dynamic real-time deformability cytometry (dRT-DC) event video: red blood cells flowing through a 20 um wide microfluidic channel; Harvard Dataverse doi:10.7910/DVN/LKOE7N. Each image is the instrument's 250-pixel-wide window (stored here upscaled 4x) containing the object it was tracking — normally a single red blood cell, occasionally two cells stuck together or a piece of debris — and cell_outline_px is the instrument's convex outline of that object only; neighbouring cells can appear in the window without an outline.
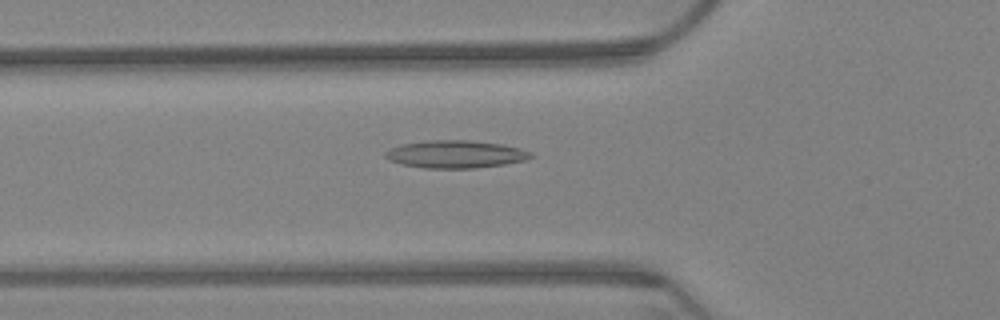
{"species": "Egyptian fruit bat (a non-hibernating species)", "species_latin": "Rousettus aegyptiacus", "temperature_condition": "warm", "stored_images_in_passage": 54, "camera_frame_rate_fps": 3000, "um_per_image_px": 0.085, "animal": {"sex": "female"}, "frame": {"image": 1, "passage_image": 13, "time_ms": 4.0, "image_size_px": [1000, 320], "cell_outline_px": [[536, 156], [524, 160], [504, 164], [472, 168], [424, 168], [404, 164], [392, 160], [384, 156], [384, 152], [400, 144], [428, 140], [468, 140], [500, 144], [520, 148], [532, 152]], "centroid_in_image_um": [38.75, 13.1], "position_along_channel_um": 87.1, "area_um2": 23.24}}
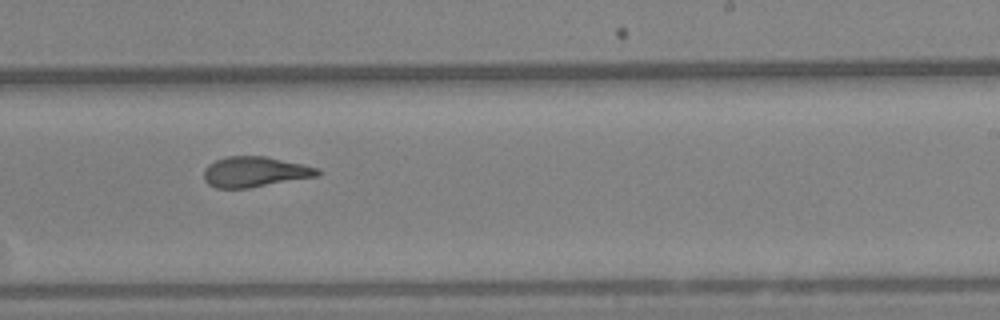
{"frame": {"image": 2, "passage_image": 30, "time_ms": 9.667, "image_size_px": [1000, 320], "cell_outline_px": [[324, 172], [320, 176], [248, 188], [216, 188], [208, 184], [204, 180], [204, 168], [208, 164], [216, 160], [228, 156], [268, 156], [320, 168]], "centroid_in_image_um": [21.71, 14.6], "position_along_channel_um": 267.3, "area_um2": 20.46}}
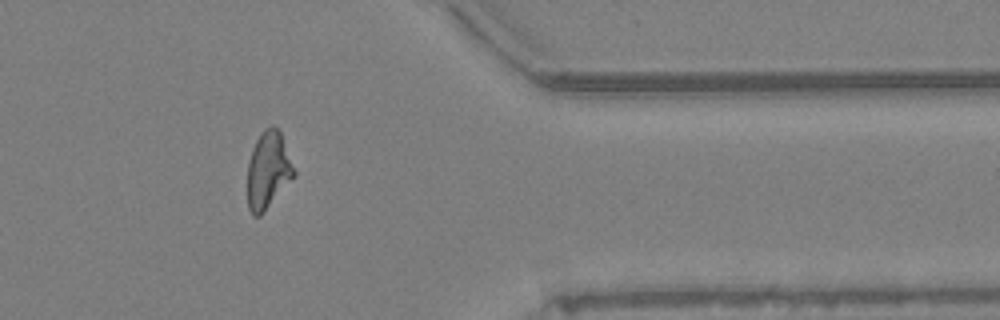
{"frame": {"image": 3, "passage_image": 43, "time_ms": 14.0, "image_size_px": [1000, 320], "cell_outline_px": [[296, 176], [264, 212], [260, 216], [252, 216], [248, 208], [248, 164], [252, 148], [260, 132], [264, 128], [272, 124], [280, 132], [296, 172]], "centroid_in_image_um": [22.79, 14.48], "position_along_channel_um": 388.6, "area_um2": 21.04}, "authors_computed_cell_mechanics": {"area_um2": 20.7502, "velocity_mm_per_s": 3.1816, "shape_relaxation_time_tau1_ms": null, "shape_relaxation_time_tau2_ms": 1.8566, "deformation_change_tau1": null, "deformation_change_tau2": 0.1061}}